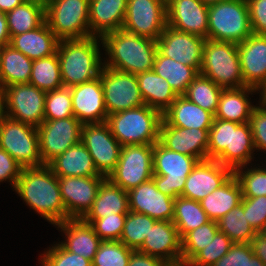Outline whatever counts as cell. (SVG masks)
<instances>
[{
    "instance_id": "cell-1",
    "label": "cell",
    "mask_w": 266,
    "mask_h": 266,
    "mask_svg": "<svg viewBox=\"0 0 266 266\" xmlns=\"http://www.w3.org/2000/svg\"><path fill=\"white\" fill-rule=\"evenodd\" d=\"M14 190L50 223L58 225L66 220L58 177L48 165L22 168Z\"/></svg>"
},
{
    "instance_id": "cell-2",
    "label": "cell",
    "mask_w": 266,
    "mask_h": 266,
    "mask_svg": "<svg viewBox=\"0 0 266 266\" xmlns=\"http://www.w3.org/2000/svg\"><path fill=\"white\" fill-rule=\"evenodd\" d=\"M101 41L109 56L106 67L134 75L153 70L155 40L119 29L104 34Z\"/></svg>"
},
{
    "instance_id": "cell-3",
    "label": "cell",
    "mask_w": 266,
    "mask_h": 266,
    "mask_svg": "<svg viewBox=\"0 0 266 266\" xmlns=\"http://www.w3.org/2000/svg\"><path fill=\"white\" fill-rule=\"evenodd\" d=\"M254 149L248 122L238 124L214 118L208 136V159L234 171L251 161Z\"/></svg>"
},
{
    "instance_id": "cell-4",
    "label": "cell",
    "mask_w": 266,
    "mask_h": 266,
    "mask_svg": "<svg viewBox=\"0 0 266 266\" xmlns=\"http://www.w3.org/2000/svg\"><path fill=\"white\" fill-rule=\"evenodd\" d=\"M98 36L59 40L57 55L64 87H73L99 77L101 62ZM102 63V64H101Z\"/></svg>"
},
{
    "instance_id": "cell-5",
    "label": "cell",
    "mask_w": 266,
    "mask_h": 266,
    "mask_svg": "<svg viewBox=\"0 0 266 266\" xmlns=\"http://www.w3.org/2000/svg\"><path fill=\"white\" fill-rule=\"evenodd\" d=\"M162 113L147 105L108 115L112 135L122 145L155 144L159 141Z\"/></svg>"
},
{
    "instance_id": "cell-6",
    "label": "cell",
    "mask_w": 266,
    "mask_h": 266,
    "mask_svg": "<svg viewBox=\"0 0 266 266\" xmlns=\"http://www.w3.org/2000/svg\"><path fill=\"white\" fill-rule=\"evenodd\" d=\"M199 74L223 89L245 87L237 44L206 39Z\"/></svg>"
},
{
    "instance_id": "cell-7",
    "label": "cell",
    "mask_w": 266,
    "mask_h": 266,
    "mask_svg": "<svg viewBox=\"0 0 266 266\" xmlns=\"http://www.w3.org/2000/svg\"><path fill=\"white\" fill-rule=\"evenodd\" d=\"M251 34L247 0H221L208 6V39L239 44Z\"/></svg>"
},
{
    "instance_id": "cell-8",
    "label": "cell",
    "mask_w": 266,
    "mask_h": 266,
    "mask_svg": "<svg viewBox=\"0 0 266 266\" xmlns=\"http://www.w3.org/2000/svg\"><path fill=\"white\" fill-rule=\"evenodd\" d=\"M199 162L198 159L168 150L159 141L153 149V176L157 189L172 198L182 195L186 177Z\"/></svg>"
},
{
    "instance_id": "cell-9",
    "label": "cell",
    "mask_w": 266,
    "mask_h": 266,
    "mask_svg": "<svg viewBox=\"0 0 266 266\" xmlns=\"http://www.w3.org/2000/svg\"><path fill=\"white\" fill-rule=\"evenodd\" d=\"M45 21L59 40L92 36L89 0H45Z\"/></svg>"
},
{
    "instance_id": "cell-10",
    "label": "cell",
    "mask_w": 266,
    "mask_h": 266,
    "mask_svg": "<svg viewBox=\"0 0 266 266\" xmlns=\"http://www.w3.org/2000/svg\"><path fill=\"white\" fill-rule=\"evenodd\" d=\"M0 149L23 168L42 166L37 127L5 117L0 127Z\"/></svg>"
},
{
    "instance_id": "cell-11",
    "label": "cell",
    "mask_w": 266,
    "mask_h": 266,
    "mask_svg": "<svg viewBox=\"0 0 266 266\" xmlns=\"http://www.w3.org/2000/svg\"><path fill=\"white\" fill-rule=\"evenodd\" d=\"M7 117L39 127L44 121L46 92L30 83H17L0 92Z\"/></svg>"
},
{
    "instance_id": "cell-12",
    "label": "cell",
    "mask_w": 266,
    "mask_h": 266,
    "mask_svg": "<svg viewBox=\"0 0 266 266\" xmlns=\"http://www.w3.org/2000/svg\"><path fill=\"white\" fill-rule=\"evenodd\" d=\"M154 144L122 146L120 158L107 177L125 191L152 179Z\"/></svg>"
},
{
    "instance_id": "cell-13",
    "label": "cell",
    "mask_w": 266,
    "mask_h": 266,
    "mask_svg": "<svg viewBox=\"0 0 266 266\" xmlns=\"http://www.w3.org/2000/svg\"><path fill=\"white\" fill-rule=\"evenodd\" d=\"M99 76L108 115L145 105L136 75L103 65Z\"/></svg>"
},
{
    "instance_id": "cell-14",
    "label": "cell",
    "mask_w": 266,
    "mask_h": 266,
    "mask_svg": "<svg viewBox=\"0 0 266 266\" xmlns=\"http://www.w3.org/2000/svg\"><path fill=\"white\" fill-rule=\"evenodd\" d=\"M81 142L89 151L97 172L107 178L115 169L122 149L107 122L82 124Z\"/></svg>"
},
{
    "instance_id": "cell-15",
    "label": "cell",
    "mask_w": 266,
    "mask_h": 266,
    "mask_svg": "<svg viewBox=\"0 0 266 266\" xmlns=\"http://www.w3.org/2000/svg\"><path fill=\"white\" fill-rule=\"evenodd\" d=\"M166 26V0L127 1L125 31L157 41Z\"/></svg>"
},
{
    "instance_id": "cell-16",
    "label": "cell",
    "mask_w": 266,
    "mask_h": 266,
    "mask_svg": "<svg viewBox=\"0 0 266 266\" xmlns=\"http://www.w3.org/2000/svg\"><path fill=\"white\" fill-rule=\"evenodd\" d=\"M82 123L75 117L44 120L37 128L43 165L81 141Z\"/></svg>"
},
{
    "instance_id": "cell-17",
    "label": "cell",
    "mask_w": 266,
    "mask_h": 266,
    "mask_svg": "<svg viewBox=\"0 0 266 266\" xmlns=\"http://www.w3.org/2000/svg\"><path fill=\"white\" fill-rule=\"evenodd\" d=\"M104 176L58 177L67 219H82L91 209Z\"/></svg>"
},
{
    "instance_id": "cell-18",
    "label": "cell",
    "mask_w": 266,
    "mask_h": 266,
    "mask_svg": "<svg viewBox=\"0 0 266 266\" xmlns=\"http://www.w3.org/2000/svg\"><path fill=\"white\" fill-rule=\"evenodd\" d=\"M205 38L166 26L157 39V51L200 72Z\"/></svg>"
},
{
    "instance_id": "cell-19",
    "label": "cell",
    "mask_w": 266,
    "mask_h": 266,
    "mask_svg": "<svg viewBox=\"0 0 266 266\" xmlns=\"http://www.w3.org/2000/svg\"><path fill=\"white\" fill-rule=\"evenodd\" d=\"M233 171L213 159L199 161L186 177L182 197L200 202L223 185Z\"/></svg>"
},
{
    "instance_id": "cell-20",
    "label": "cell",
    "mask_w": 266,
    "mask_h": 266,
    "mask_svg": "<svg viewBox=\"0 0 266 266\" xmlns=\"http://www.w3.org/2000/svg\"><path fill=\"white\" fill-rule=\"evenodd\" d=\"M129 211L146 214L156 221H172L174 198L157 189L153 179L128 191Z\"/></svg>"
},
{
    "instance_id": "cell-21",
    "label": "cell",
    "mask_w": 266,
    "mask_h": 266,
    "mask_svg": "<svg viewBox=\"0 0 266 266\" xmlns=\"http://www.w3.org/2000/svg\"><path fill=\"white\" fill-rule=\"evenodd\" d=\"M167 25L208 39V5L201 0H166Z\"/></svg>"
},
{
    "instance_id": "cell-22",
    "label": "cell",
    "mask_w": 266,
    "mask_h": 266,
    "mask_svg": "<svg viewBox=\"0 0 266 266\" xmlns=\"http://www.w3.org/2000/svg\"><path fill=\"white\" fill-rule=\"evenodd\" d=\"M74 117L82 124L106 122L104 90L100 76L89 82L70 87Z\"/></svg>"
},
{
    "instance_id": "cell-23",
    "label": "cell",
    "mask_w": 266,
    "mask_h": 266,
    "mask_svg": "<svg viewBox=\"0 0 266 266\" xmlns=\"http://www.w3.org/2000/svg\"><path fill=\"white\" fill-rule=\"evenodd\" d=\"M209 130L160 125L159 142L168 150L192 156L199 161L208 160Z\"/></svg>"
},
{
    "instance_id": "cell-24",
    "label": "cell",
    "mask_w": 266,
    "mask_h": 266,
    "mask_svg": "<svg viewBox=\"0 0 266 266\" xmlns=\"http://www.w3.org/2000/svg\"><path fill=\"white\" fill-rule=\"evenodd\" d=\"M138 251L168 264L180 263L182 239L172 221H156Z\"/></svg>"
},
{
    "instance_id": "cell-25",
    "label": "cell",
    "mask_w": 266,
    "mask_h": 266,
    "mask_svg": "<svg viewBox=\"0 0 266 266\" xmlns=\"http://www.w3.org/2000/svg\"><path fill=\"white\" fill-rule=\"evenodd\" d=\"M237 49L244 85L259 90L266 83V35L251 34Z\"/></svg>"
},
{
    "instance_id": "cell-26",
    "label": "cell",
    "mask_w": 266,
    "mask_h": 266,
    "mask_svg": "<svg viewBox=\"0 0 266 266\" xmlns=\"http://www.w3.org/2000/svg\"><path fill=\"white\" fill-rule=\"evenodd\" d=\"M128 0H89L90 34L100 38L122 29Z\"/></svg>"
},
{
    "instance_id": "cell-27",
    "label": "cell",
    "mask_w": 266,
    "mask_h": 266,
    "mask_svg": "<svg viewBox=\"0 0 266 266\" xmlns=\"http://www.w3.org/2000/svg\"><path fill=\"white\" fill-rule=\"evenodd\" d=\"M56 226L67 236V240L60 244L65 250L93 261L102 240L90 223L83 219H67Z\"/></svg>"
},
{
    "instance_id": "cell-28",
    "label": "cell",
    "mask_w": 266,
    "mask_h": 266,
    "mask_svg": "<svg viewBox=\"0 0 266 266\" xmlns=\"http://www.w3.org/2000/svg\"><path fill=\"white\" fill-rule=\"evenodd\" d=\"M215 115L183 95H178L171 106L162 114V120L171 126L210 130Z\"/></svg>"
},
{
    "instance_id": "cell-29",
    "label": "cell",
    "mask_w": 266,
    "mask_h": 266,
    "mask_svg": "<svg viewBox=\"0 0 266 266\" xmlns=\"http://www.w3.org/2000/svg\"><path fill=\"white\" fill-rule=\"evenodd\" d=\"M59 39L45 21L38 28L15 35L10 45L32 60L45 58L56 53Z\"/></svg>"
},
{
    "instance_id": "cell-30",
    "label": "cell",
    "mask_w": 266,
    "mask_h": 266,
    "mask_svg": "<svg viewBox=\"0 0 266 266\" xmlns=\"http://www.w3.org/2000/svg\"><path fill=\"white\" fill-rule=\"evenodd\" d=\"M48 166L57 177L102 176L97 172L89 151L81 141L53 159Z\"/></svg>"
},
{
    "instance_id": "cell-31",
    "label": "cell",
    "mask_w": 266,
    "mask_h": 266,
    "mask_svg": "<svg viewBox=\"0 0 266 266\" xmlns=\"http://www.w3.org/2000/svg\"><path fill=\"white\" fill-rule=\"evenodd\" d=\"M129 212L128 191L113 184L106 178L99 187L91 209L82 219H100L115 214Z\"/></svg>"
},
{
    "instance_id": "cell-32",
    "label": "cell",
    "mask_w": 266,
    "mask_h": 266,
    "mask_svg": "<svg viewBox=\"0 0 266 266\" xmlns=\"http://www.w3.org/2000/svg\"><path fill=\"white\" fill-rule=\"evenodd\" d=\"M136 78L145 105L162 114L178 97L167 80L157 75L154 70L139 73Z\"/></svg>"
},
{
    "instance_id": "cell-33",
    "label": "cell",
    "mask_w": 266,
    "mask_h": 266,
    "mask_svg": "<svg viewBox=\"0 0 266 266\" xmlns=\"http://www.w3.org/2000/svg\"><path fill=\"white\" fill-rule=\"evenodd\" d=\"M242 191L232 175L223 185L200 201L202 209L211 221L218 222L224 215L240 204Z\"/></svg>"
},
{
    "instance_id": "cell-34",
    "label": "cell",
    "mask_w": 266,
    "mask_h": 266,
    "mask_svg": "<svg viewBox=\"0 0 266 266\" xmlns=\"http://www.w3.org/2000/svg\"><path fill=\"white\" fill-rule=\"evenodd\" d=\"M256 90L259 91L249 86L239 89H223L215 118L238 124L249 122L254 106L251 105L246 94L256 92Z\"/></svg>"
},
{
    "instance_id": "cell-35",
    "label": "cell",
    "mask_w": 266,
    "mask_h": 266,
    "mask_svg": "<svg viewBox=\"0 0 266 266\" xmlns=\"http://www.w3.org/2000/svg\"><path fill=\"white\" fill-rule=\"evenodd\" d=\"M33 60L10 44L0 48V92L17 83H29Z\"/></svg>"
},
{
    "instance_id": "cell-36",
    "label": "cell",
    "mask_w": 266,
    "mask_h": 266,
    "mask_svg": "<svg viewBox=\"0 0 266 266\" xmlns=\"http://www.w3.org/2000/svg\"><path fill=\"white\" fill-rule=\"evenodd\" d=\"M5 15L11 38L32 31L45 22V0H26Z\"/></svg>"
},
{
    "instance_id": "cell-37",
    "label": "cell",
    "mask_w": 266,
    "mask_h": 266,
    "mask_svg": "<svg viewBox=\"0 0 266 266\" xmlns=\"http://www.w3.org/2000/svg\"><path fill=\"white\" fill-rule=\"evenodd\" d=\"M153 70L157 75L167 80L177 95H183L190 83L199 74L195 68L163 56L158 51L155 55Z\"/></svg>"
},
{
    "instance_id": "cell-38",
    "label": "cell",
    "mask_w": 266,
    "mask_h": 266,
    "mask_svg": "<svg viewBox=\"0 0 266 266\" xmlns=\"http://www.w3.org/2000/svg\"><path fill=\"white\" fill-rule=\"evenodd\" d=\"M200 202L179 196L174 199V216L172 222L176 226L181 239L190 231L209 222Z\"/></svg>"
},
{
    "instance_id": "cell-39",
    "label": "cell",
    "mask_w": 266,
    "mask_h": 266,
    "mask_svg": "<svg viewBox=\"0 0 266 266\" xmlns=\"http://www.w3.org/2000/svg\"><path fill=\"white\" fill-rule=\"evenodd\" d=\"M29 83L45 92L63 87L57 52L51 56L33 60Z\"/></svg>"
},
{
    "instance_id": "cell-40",
    "label": "cell",
    "mask_w": 266,
    "mask_h": 266,
    "mask_svg": "<svg viewBox=\"0 0 266 266\" xmlns=\"http://www.w3.org/2000/svg\"><path fill=\"white\" fill-rule=\"evenodd\" d=\"M223 88L211 79L198 74L187 87L183 96L214 115L218 109L219 97Z\"/></svg>"
},
{
    "instance_id": "cell-41",
    "label": "cell",
    "mask_w": 266,
    "mask_h": 266,
    "mask_svg": "<svg viewBox=\"0 0 266 266\" xmlns=\"http://www.w3.org/2000/svg\"><path fill=\"white\" fill-rule=\"evenodd\" d=\"M217 224L219 231L225 233L234 243H250L256 233L249 225L241 203L224 215Z\"/></svg>"
},
{
    "instance_id": "cell-42",
    "label": "cell",
    "mask_w": 266,
    "mask_h": 266,
    "mask_svg": "<svg viewBox=\"0 0 266 266\" xmlns=\"http://www.w3.org/2000/svg\"><path fill=\"white\" fill-rule=\"evenodd\" d=\"M155 222L146 214L129 211L119 241L130 249L138 250Z\"/></svg>"
},
{
    "instance_id": "cell-43",
    "label": "cell",
    "mask_w": 266,
    "mask_h": 266,
    "mask_svg": "<svg viewBox=\"0 0 266 266\" xmlns=\"http://www.w3.org/2000/svg\"><path fill=\"white\" fill-rule=\"evenodd\" d=\"M218 230L217 222L210 220L206 224L188 232L182 238L181 262L188 264L202 249L212 242Z\"/></svg>"
},
{
    "instance_id": "cell-44",
    "label": "cell",
    "mask_w": 266,
    "mask_h": 266,
    "mask_svg": "<svg viewBox=\"0 0 266 266\" xmlns=\"http://www.w3.org/2000/svg\"><path fill=\"white\" fill-rule=\"evenodd\" d=\"M132 251L120 241H101L92 266H128Z\"/></svg>"
},
{
    "instance_id": "cell-45",
    "label": "cell",
    "mask_w": 266,
    "mask_h": 266,
    "mask_svg": "<svg viewBox=\"0 0 266 266\" xmlns=\"http://www.w3.org/2000/svg\"><path fill=\"white\" fill-rule=\"evenodd\" d=\"M74 117L72 96L69 87L46 92L44 120Z\"/></svg>"
},
{
    "instance_id": "cell-46",
    "label": "cell",
    "mask_w": 266,
    "mask_h": 266,
    "mask_svg": "<svg viewBox=\"0 0 266 266\" xmlns=\"http://www.w3.org/2000/svg\"><path fill=\"white\" fill-rule=\"evenodd\" d=\"M233 244L234 242L225 233L218 230L212 242L188 264L189 266H212L229 251Z\"/></svg>"
},
{
    "instance_id": "cell-47",
    "label": "cell",
    "mask_w": 266,
    "mask_h": 266,
    "mask_svg": "<svg viewBox=\"0 0 266 266\" xmlns=\"http://www.w3.org/2000/svg\"><path fill=\"white\" fill-rule=\"evenodd\" d=\"M241 169L242 167L235 169L233 175L240 184L242 197L266 196V169L257 167L247 171Z\"/></svg>"
},
{
    "instance_id": "cell-48",
    "label": "cell",
    "mask_w": 266,
    "mask_h": 266,
    "mask_svg": "<svg viewBox=\"0 0 266 266\" xmlns=\"http://www.w3.org/2000/svg\"><path fill=\"white\" fill-rule=\"evenodd\" d=\"M127 214H115L100 219H83L90 223L102 241H119Z\"/></svg>"
},
{
    "instance_id": "cell-49",
    "label": "cell",
    "mask_w": 266,
    "mask_h": 266,
    "mask_svg": "<svg viewBox=\"0 0 266 266\" xmlns=\"http://www.w3.org/2000/svg\"><path fill=\"white\" fill-rule=\"evenodd\" d=\"M249 225L255 232L266 229V196L242 197L240 202Z\"/></svg>"
},
{
    "instance_id": "cell-50",
    "label": "cell",
    "mask_w": 266,
    "mask_h": 266,
    "mask_svg": "<svg viewBox=\"0 0 266 266\" xmlns=\"http://www.w3.org/2000/svg\"><path fill=\"white\" fill-rule=\"evenodd\" d=\"M43 255V266H92L91 260L65 250L60 244L52 246Z\"/></svg>"
},
{
    "instance_id": "cell-51",
    "label": "cell",
    "mask_w": 266,
    "mask_h": 266,
    "mask_svg": "<svg viewBox=\"0 0 266 266\" xmlns=\"http://www.w3.org/2000/svg\"><path fill=\"white\" fill-rule=\"evenodd\" d=\"M249 126L252 132L253 144L257 150H266V105L261 102L260 106H254Z\"/></svg>"
},
{
    "instance_id": "cell-52",
    "label": "cell",
    "mask_w": 266,
    "mask_h": 266,
    "mask_svg": "<svg viewBox=\"0 0 266 266\" xmlns=\"http://www.w3.org/2000/svg\"><path fill=\"white\" fill-rule=\"evenodd\" d=\"M252 252L249 243H234L229 251L212 266H247L248 259H252Z\"/></svg>"
},
{
    "instance_id": "cell-53",
    "label": "cell",
    "mask_w": 266,
    "mask_h": 266,
    "mask_svg": "<svg viewBox=\"0 0 266 266\" xmlns=\"http://www.w3.org/2000/svg\"><path fill=\"white\" fill-rule=\"evenodd\" d=\"M252 34L266 35V0H247Z\"/></svg>"
},
{
    "instance_id": "cell-54",
    "label": "cell",
    "mask_w": 266,
    "mask_h": 266,
    "mask_svg": "<svg viewBox=\"0 0 266 266\" xmlns=\"http://www.w3.org/2000/svg\"><path fill=\"white\" fill-rule=\"evenodd\" d=\"M22 166L5 150L0 149V182L9 180L15 188Z\"/></svg>"
},
{
    "instance_id": "cell-55",
    "label": "cell",
    "mask_w": 266,
    "mask_h": 266,
    "mask_svg": "<svg viewBox=\"0 0 266 266\" xmlns=\"http://www.w3.org/2000/svg\"><path fill=\"white\" fill-rule=\"evenodd\" d=\"M167 264L168 263L161 258L147 255L138 250H133L130 255L128 266H167Z\"/></svg>"
},
{
    "instance_id": "cell-56",
    "label": "cell",
    "mask_w": 266,
    "mask_h": 266,
    "mask_svg": "<svg viewBox=\"0 0 266 266\" xmlns=\"http://www.w3.org/2000/svg\"><path fill=\"white\" fill-rule=\"evenodd\" d=\"M249 244L254 256L266 265V232H256Z\"/></svg>"
},
{
    "instance_id": "cell-57",
    "label": "cell",
    "mask_w": 266,
    "mask_h": 266,
    "mask_svg": "<svg viewBox=\"0 0 266 266\" xmlns=\"http://www.w3.org/2000/svg\"><path fill=\"white\" fill-rule=\"evenodd\" d=\"M10 34L7 26V19L4 12L0 11V48L10 44Z\"/></svg>"
},
{
    "instance_id": "cell-58",
    "label": "cell",
    "mask_w": 266,
    "mask_h": 266,
    "mask_svg": "<svg viewBox=\"0 0 266 266\" xmlns=\"http://www.w3.org/2000/svg\"><path fill=\"white\" fill-rule=\"evenodd\" d=\"M26 0H0V11L7 13L21 5Z\"/></svg>"
},
{
    "instance_id": "cell-59",
    "label": "cell",
    "mask_w": 266,
    "mask_h": 266,
    "mask_svg": "<svg viewBox=\"0 0 266 266\" xmlns=\"http://www.w3.org/2000/svg\"><path fill=\"white\" fill-rule=\"evenodd\" d=\"M247 266H266L258 257L254 256L252 259H248Z\"/></svg>"
},
{
    "instance_id": "cell-60",
    "label": "cell",
    "mask_w": 266,
    "mask_h": 266,
    "mask_svg": "<svg viewBox=\"0 0 266 266\" xmlns=\"http://www.w3.org/2000/svg\"><path fill=\"white\" fill-rule=\"evenodd\" d=\"M4 104L2 101V98L0 97V127L3 119L6 117L5 110H4Z\"/></svg>"
},
{
    "instance_id": "cell-61",
    "label": "cell",
    "mask_w": 266,
    "mask_h": 266,
    "mask_svg": "<svg viewBox=\"0 0 266 266\" xmlns=\"http://www.w3.org/2000/svg\"><path fill=\"white\" fill-rule=\"evenodd\" d=\"M259 90H262L261 99H262V102L266 105V89H259Z\"/></svg>"
},
{
    "instance_id": "cell-62",
    "label": "cell",
    "mask_w": 266,
    "mask_h": 266,
    "mask_svg": "<svg viewBox=\"0 0 266 266\" xmlns=\"http://www.w3.org/2000/svg\"><path fill=\"white\" fill-rule=\"evenodd\" d=\"M203 3H205L206 5H211V4H215L221 0H201Z\"/></svg>"
},
{
    "instance_id": "cell-63",
    "label": "cell",
    "mask_w": 266,
    "mask_h": 266,
    "mask_svg": "<svg viewBox=\"0 0 266 266\" xmlns=\"http://www.w3.org/2000/svg\"><path fill=\"white\" fill-rule=\"evenodd\" d=\"M167 266H189V264H186V263H176V264H167Z\"/></svg>"
},
{
    "instance_id": "cell-64",
    "label": "cell",
    "mask_w": 266,
    "mask_h": 266,
    "mask_svg": "<svg viewBox=\"0 0 266 266\" xmlns=\"http://www.w3.org/2000/svg\"><path fill=\"white\" fill-rule=\"evenodd\" d=\"M260 89H266V83Z\"/></svg>"
}]
</instances>
